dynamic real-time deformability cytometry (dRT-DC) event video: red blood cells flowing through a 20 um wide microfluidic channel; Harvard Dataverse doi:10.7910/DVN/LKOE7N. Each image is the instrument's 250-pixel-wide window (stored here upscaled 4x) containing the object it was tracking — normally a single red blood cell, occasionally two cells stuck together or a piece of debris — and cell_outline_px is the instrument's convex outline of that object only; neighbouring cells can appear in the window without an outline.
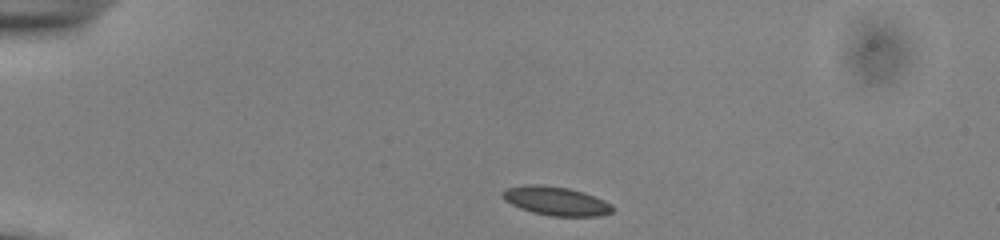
{"species": "common noctule bat (a hibernating species)", "species_latin": "Nyctalus noctula", "temperature_condition": "cold", "stored_images_in_passage": 42, "camera_frame_rate_fps": 3000, "um_per_image_px": 0.085, "animal": {"sex": "male", "body_mass_g": 13.0, "forearm_length_mm": 53.1}, "frame": {"image": 1, "passage_image": 1, "time_ms": 0.0, "image_size_px": [1000, 240], "cell_outline_px": [[616, 208], [612, 212], [600, 216], [552, 216], [532, 212], [520, 208], [504, 200], [500, 196], [500, 192], [504, 188], [524, 184], [536, 184], [568, 188], [584, 192], [604, 200], [612, 204]], "centroid_in_image_um": [47.23, 17.08], "position_along_channel_um": 37.8, "area_um2": 18.73}}
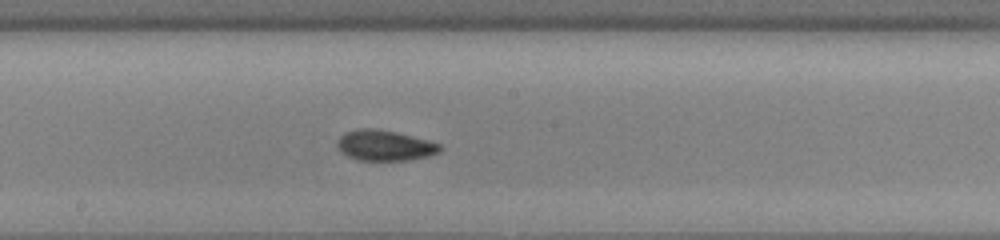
{"frame": {"image": 2, "passage_image": 19, "time_ms": 6.0, "image_size_px": [1000, 240], "cell_outline_px": [[444, 148], [440, 152], [428, 156], [408, 160], [356, 160], [340, 152], [340, 136], [344, 132], [356, 128], [376, 128], [396, 132], [428, 140], [440, 144]], "centroid_in_image_um": [32.73, 12.36], "position_along_channel_um": 215.5, "area_um2": 18.26}}
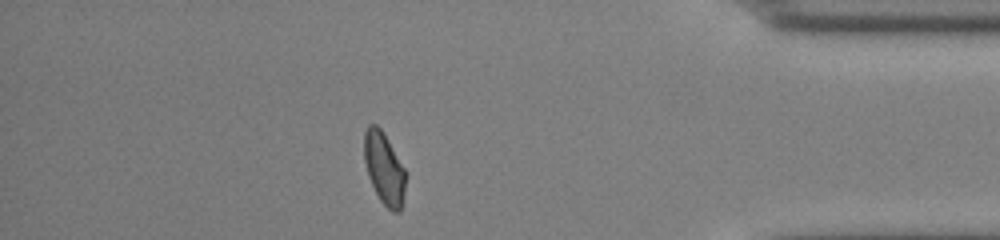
{"frame": {"image": 3, "passage_image": 36, "time_ms": 11.667, "image_size_px": [1000, 240], "cell_outline_px": [[408, 172], [400, 212], [392, 212], [380, 200], [368, 176], [364, 160], [364, 132], [368, 124], [376, 124], [380, 128]], "centroid_in_image_um": [32.67, 14.31], "position_along_channel_um": 402.5, "area_um2": 17.51}, "authors_computed_cell_mechanics": {"area_um2": 17.8024, "velocity_mm_per_s": 3.8518, "shape_relaxation_time_tau1_ms": 3.3502, "shape_relaxation_time_tau2_ms": 2.0765, "deformation_change_tau1": 0.1014, "deformation_change_tau2": 0.0624}}